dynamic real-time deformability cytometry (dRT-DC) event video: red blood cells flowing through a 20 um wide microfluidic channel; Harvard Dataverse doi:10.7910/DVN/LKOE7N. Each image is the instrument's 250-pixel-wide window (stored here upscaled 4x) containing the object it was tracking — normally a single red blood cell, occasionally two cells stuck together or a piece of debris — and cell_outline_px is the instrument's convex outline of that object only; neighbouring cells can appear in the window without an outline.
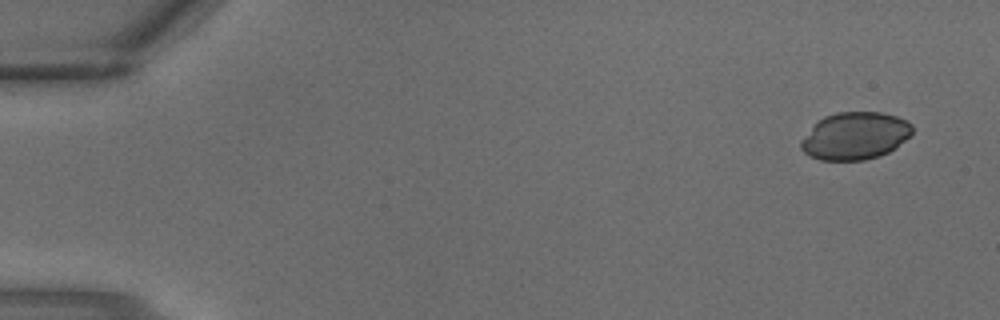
{"species": "common noctule bat (a hibernating species)", "species_latin": "Nyctalus noctula", "temperature_condition": "warm", "stored_images_in_passage": 2, "camera_frame_rate_fps": 3000, "um_per_image_px": 0.085, "animal": {"sex": "male", "body_mass_g": 18.8}, "frame": {"image": 1, "passage_image": 1, "time_ms": 0.0, "image_size_px": [1000, 320], "cell_outline_px": [[912, 132], [896, 148], [888, 152], [864, 160], [820, 160], [808, 156], [800, 148], [800, 140], [824, 116], [836, 112], [880, 112], [896, 116], [912, 124]], "centroid_in_image_um": [72.66, 11.55], "position_along_channel_um": 12.3, "area_um2": 30.52}}